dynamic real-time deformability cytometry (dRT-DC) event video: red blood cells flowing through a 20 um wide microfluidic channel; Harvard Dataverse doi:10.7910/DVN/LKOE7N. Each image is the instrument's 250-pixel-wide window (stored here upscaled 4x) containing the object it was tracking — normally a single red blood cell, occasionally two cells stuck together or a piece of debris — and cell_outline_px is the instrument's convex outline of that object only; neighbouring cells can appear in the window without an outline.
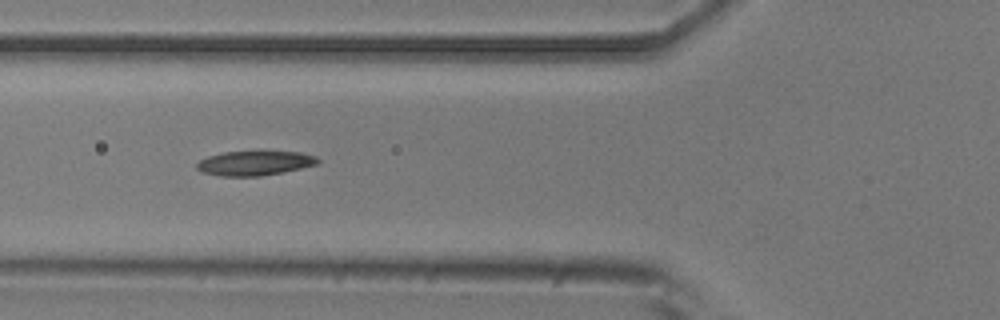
{"species": "common noctule bat (a hibernating species)", "species_latin": "Nyctalus noctula", "temperature_condition": "room temperature", "stored_images_in_passage": 7, "camera_frame_rate_fps": 3000, "um_per_image_px": 0.085, "animal": {"sex": "male", "body_mass_g": 20.5, "forearm_length_mm": 52.5}, "frame": {"image": 1, "passage_image": 5, "time_ms": 4.667, "image_size_px": [1000, 320], "cell_outline_px": [[320, 164], [260, 176], [220, 176], [200, 172], [196, 168], [196, 164], [200, 160], [208, 156], [224, 152], [300, 152], [316, 156], [320, 160]], "centroid_in_image_um": [21.63, 13.87], "position_along_channel_um": 104.2, "area_um2": 17.17}}
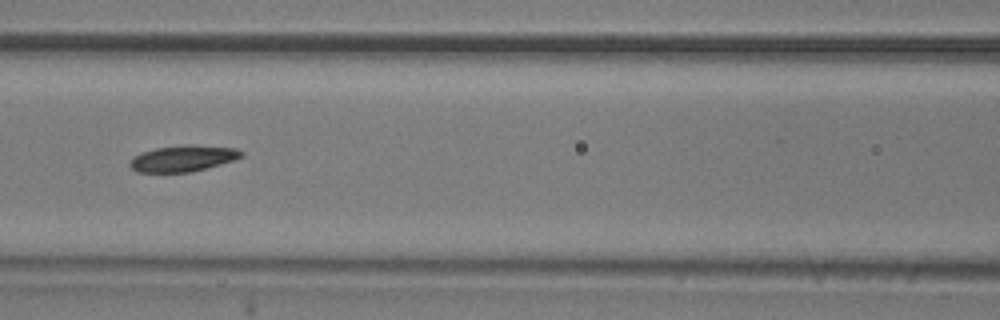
{"frame": {"image": 2, "passage_image": 6, "time_ms": 6.0, "image_size_px": [1000, 320], "cell_outline_px": [[244, 156], [220, 164], [192, 172], [136, 172], [128, 164], [132, 156], [156, 148], [184, 144], [196, 144], [236, 148], [244, 152]], "centroid_in_image_um": [15.56, 13.45], "position_along_channel_um": 151.0, "area_um2": 17.17}}
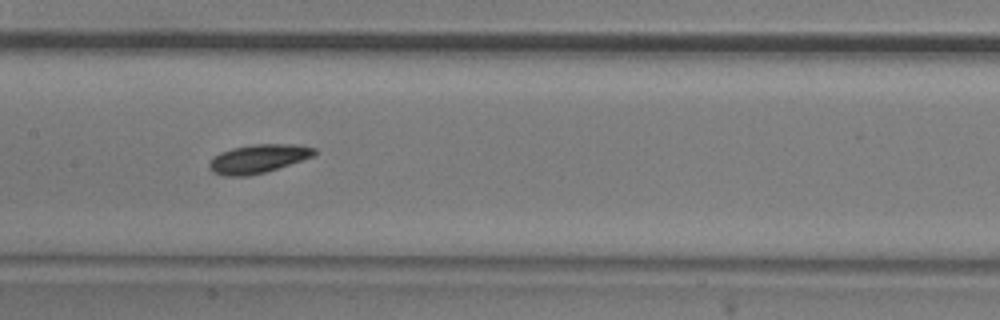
{"frame": {"image": 3, "passage_image": 7, "time_ms": 7.0, "image_size_px": [1000, 320], "cell_outline_px": [[316, 152], [312, 156], [264, 172], [248, 176], [224, 176], [212, 172], [208, 168], [208, 164], [220, 152], [232, 148], [252, 144], [296, 144], [316, 148]], "centroid_in_image_um": [21.9, 13.48], "position_along_channel_um": 185.5, "area_um2": 17.28}}